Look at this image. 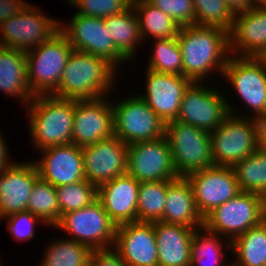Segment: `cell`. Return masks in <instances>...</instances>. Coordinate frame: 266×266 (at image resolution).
Masks as SVG:
<instances>
[{
  "mask_svg": "<svg viewBox=\"0 0 266 266\" xmlns=\"http://www.w3.org/2000/svg\"><path fill=\"white\" fill-rule=\"evenodd\" d=\"M177 40L184 77L200 83L210 71L223 74L230 57L229 32L217 27L182 26L179 28Z\"/></svg>",
  "mask_w": 266,
  "mask_h": 266,
  "instance_id": "cell-1",
  "label": "cell"
},
{
  "mask_svg": "<svg viewBox=\"0 0 266 266\" xmlns=\"http://www.w3.org/2000/svg\"><path fill=\"white\" fill-rule=\"evenodd\" d=\"M116 72L103 58L74 50L64 67L58 88L51 95L72 100L102 98L113 89Z\"/></svg>",
  "mask_w": 266,
  "mask_h": 266,
  "instance_id": "cell-2",
  "label": "cell"
},
{
  "mask_svg": "<svg viewBox=\"0 0 266 266\" xmlns=\"http://www.w3.org/2000/svg\"><path fill=\"white\" fill-rule=\"evenodd\" d=\"M76 100L53 95H36L26 106L29 109V133L35 147L72 143V128ZM29 106V107H28Z\"/></svg>",
  "mask_w": 266,
  "mask_h": 266,
  "instance_id": "cell-3",
  "label": "cell"
},
{
  "mask_svg": "<svg viewBox=\"0 0 266 266\" xmlns=\"http://www.w3.org/2000/svg\"><path fill=\"white\" fill-rule=\"evenodd\" d=\"M229 114L210 133L214 165L233 167L261 146L260 121Z\"/></svg>",
  "mask_w": 266,
  "mask_h": 266,
  "instance_id": "cell-4",
  "label": "cell"
},
{
  "mask_svg": "<svg viewBox=\"0 0 266 266\" xmlns=\"http://www.w3.org/2000/svg\"><path fill=\"white\" fill-rule=\"evenodd\" d=\"M265 219L266 199L256 193L241 191L210 212L204 218L203 227L213 233L224 235L222 237L228 240L231 249V242L235 238Z\"/></svg>",
  "mask_w": 266,
  "mask_h": 266,
  "instance_id": "cell-5",
  "label": "cell"
},
{
  "mask_svg": "<svg viewBox=\"0 0 266 266\" xmlns=\"http://www.w3.org/2000/svg\"><path fill=\"white\" fill-rule=\"evenodd\" d=\"M74 51L59 31L50 40L26 52L28 84L36 95H51L59 86L64 67Z\"/></svg>",
  "mask_w": 266,
  "mask_h": 266,
  "instance_id": "cell-6",
  "label": "cell"
},
{
  "mask_svg": "<svg viewBox=\"0 0 266 266\" xmlns=\"http://www.w3.org/2000/svg\"><path fill=\"white\" fill-rule=\"evenodd\" d=\"M164 136L171 149L175 170L180 177L214 165L210 132L172 120L165 123Z\"/></svg>",
  "mask_w": 266,
  "mask_h": 266,
  "instance_id": "cell-7",
  "label": "cell"
},
{
  "mask_svg": "<svg viewBox=\"0 0 266 266\" xmlns=\"http://www.w3.org/2000/svg\"><path fill=\"white\" fill-rule=\"evenodd\" d=\"M54 227L71 235L70 240L92 250L114 247L116 225L98 199L89 206L62 214Z\"/></svg>",
  "mask_w": 266,
  "mask_h": 266,
  "instance_id": "cell-8",
  "label": "cell"
},
{
  "mask_svg": "<svg viewBox=\"0 0 266 266\" xmlns=\"http://www.w3.org/2000/svg\"><path fill=\"white\" fill-rule=\"evenodd\" d=\"M114 136L130 145L164 137L165 123L139 95L113 104Z\"/></svg>",
  "mask_w": 266,
  "mask_h": 266,
  "instance_id": "cell-9",
  "label": "cell"
},
{
  "mask_svg": "<svg viewBox=\"0 0 266 266\" xmlns=\"http://www.w3.org/2000/svg\"><path fill=\"white\" fill-rule=\"evenodd\" d=\"M60 23L28 3L20 13L0 24V46L30 51L57 34Z\"/></svg>",
  "mask_w": 266,
  "mask_h": 266,
  "instance_id": "cell-10",
  "label": "cell"
},
{
  "mask_svg": "<svg viewBox=\"0 0 266 266\" xmlns=\"http://www.w3.org/2000/svg\"><path fill=\"white\" fill-rule=\"evenodd\" d=\"M200 84L192 82L185 90L176 120L211 133L234 108L222 92Z\"/></svg>",
  "mask_w": 266,
  "mask_h": 266,
  "instance_id": "cell-11",
  "label": "cell"
},
{
  "mask_svg": "<svg viewBox=\"0 0 266 266\" xmlns=\"http://www.w3.org/2000/svg\"><path fill=\"white\" fill-rule=\"evenodd\" d=\"M222 76L227 78L254 118L266 116V65L260 58L230 56Z\"/></svg>",
  "mask_w": 266,
  "mask_h": 266,
  "instance_id": "cell-12",
  "label": "cell"
},
{
  "mask_svg": "<svg viewBox=\"0 0 266 266\" xmlns=\"http://www.w3.org/2000/svg\"><path fill=\"white\" fill-rule=\"evenodd\" d=\"M60 31L74 50L101 57L116 70L126 60L118 52L102 18L75 14L68 26L60 23Z\"/></svg>",
  "mask_w": 266,
  "mask_h": 266,
  "instance_id": "cell-13",
  "label": "cell"
},
{
  "mask_svg": "<svg viewBox=\"0 0 266 266\" xmlns=\"http://www.w3.org/2000/svg\"><path fill=\"white\" fill-rule=\"evenodd\" d=\"M126 173L139 182L175 180L180 177L165 136L128 145Z\"/></svg>",
  "mask_w": 266,
  "mask_h": 266,
  "instance_id": "cell-14",
  "label": "cell"
},
{
  "mask_svg": "<svg viewBox=\"0 0 266 266\" xmlns=\"http://www.w3.org/2000/svg\"><path fill=\"white\" fill-rule=\"evenodd\" d=\"M186 178L191 184L197 209L203 219L241 192L233 167L213 165L192 172Z\"/></svg>",
  "mask_w": 266,
  "mask_h": 266,
  "instance_id": "cell-15",
  "label": "cell"
},
{
  "mask_svg": "<svg viewBox=\"0 0 266 266\" xmlns=\"http://www.w3.org/2000/svg\"><path fill=\"white\" fill-rule=\"evenodd\" d=\"M104 98L76 100L72 128L74 145L85 147L114 135V111Z\"/></svg>",
  "mask_w": 266,
  "mask_h": 266,
  "instance_id": "cell-16",
  "label": "cell"
},
{
  "mask_svg": "<svg viewBox=\"0 0 266 266\" xmlns=\"http://www.w3.org/2000/svg\"><path fill=\"white\" fill-rule=\"evenodd\" d=\"M128 145L116 136L82 147L85 179L99 186L126 173Z\"/></svg>",
  "mask_w": 266,
  "mask_h": 266,
  "instance_id": "cell-17",
  "label": "cell"
},
{
  "mask_svg": "<svg viewBox=\"0 0 266 266\" xmlns=\"http://www.w3.org/2000/svg\"><path fill=\"white\" fill-rule=\"evenodd\" d=\"M145 94L139 96L164 123L176 120L185 90L192 81L184 76L147 69Z\"/></svg>",
  "mask_w": 266,
  "mask_h": 266,
  "instance_id": "cell-18",
  "label": "cell"
},
{
  "mask_svg": "<svg viewBox=\"0 0 266 266\" xmlns=\"http://www.w3.org/2000/svg\"><path fill=\"white\" fill-rule=\"evenodd\" d=\"M40 152L44 155L42 160L34 162L40 179L55 187L85 179L82 147L70 143L47 147Z\"/></svg>",
  "mask_w": 266,
  "mask_h": 266,
  "instance_id": "cell-19",
  "label": "cell"
},
{
  "mask_svg": "<svg viewBox=\"0 0 266 266\" xmlns=\"http://www.w3.org/2000/svg\"><path fill=\"white\" fill-rule=\"evenodd\" d=\"M114 248L128 266H158L153 222H133L116 226Z\"/></svg>",
  "mask_w": 266,
  "mask_h": 266,
  "instance_id": "cell-20",
  "label": "cell"
},
{
  "mask_svg": "<svg viewBox=\"0 0 266 266\" xmlns=\"http://www.w3.org/2000/svg\"><path fill=\"white\" fill-rule=\"evenodd\" d=\"M229 47L237 57L260 58L266 52V6L234 15Z\"/></svg>",
  "mask_w": 266,
  "mask_h": 266,
  "instance_id": "cell-21",
  "label": "cell"
},
{
  "mask_svg": "<svg viewBox=\"0 0 266 266\" xmlns=\"http://www.w3.org/2000/svg\"><path fill=\"white\" fill-rule=\"evenodd\" d=\"M139 184L125 173L97 187V199L116 226L137 222Z\"/></svg>",
  "mask_w": 266,
  "mask_h": 266,
  "instance_id": "cell-22",
  "label": "cell"
},
{
  "mask_svg": "<svg viewBox=\"0 0 266 266\" xmlns=\"http://www.w3.org/2000/svg\"><path fill=\"white\" fill-rule=\"evenodd\" d=\"M38 179L34 161L14 162L0 173V219L27 210V201Z\"/></svg>",
  "mask_w": 266,
  "mask_h": 266,
  "instance_id": "cell-23",
  "label": "cell"
},
{
  "mask_svg": "<svg viewBox=\"0 0 266 266\" xmlns=\"http://www.w3.org/2000/svg\"><path fill=\"white\" fill-rule=\"evenodd\" d=\"M157 239L158 266H191V246L195 229L153 222Z\"/></svg>",
  "mask_w": 266,
  "mask_h": 266,
  "instance_id": "cell-24",
  "label": "cell"
},
{
  "mask_svg": "<svg viewBox=\"0 0 266 266\" xmlns=\"http://www.w3.org/2000/svg\"><path fill=\"white\" fill-rule=\"evenodd\" d=\"M165 207L161 222L200 229L204 219L199 213L193 189L186 177H179L168 183Z\"/></svg>",
  "mask_w": 266,
  "mask_h": 266,
  "instance_id": "cell-25",
  "label": "cell"
},
{
  "mask_svg": "<svg viewBox=\"0 0 266 266\" xmlns=\"http://www.w3.org/2000/svg\"><path fill=\"white\" fill-rule=\"evenodd\" d=\"M0 90L28 105L34 98L28 84L26 52L0 46Z\"/></svg>",
  "mask_w": 266,
  "mask_h": 266,
  "instance_id": "cell-26",
  "label": "cell"
},
{
  "mask_svg": "<svg viewBox=\"0 0 266 266\" xmlns=\"http://www.w3.org/2000/svg\"><path fill=\"white\" fill-rule=\"evenodd\" d=\"M104 23L109 29L118 52L126 59L132 60L136 57V45L141 41L139 30V21L137 15L131 6L128 10L118 14L104 18ZM136 51V52H135Z\"/></svg>",
  "mask_w": 266,
  "mask_h": 266,
  "instance_id": "cell-27",
  "label": "cell"
},
{
  "mask_svg": "<svg viewBox=\"0 0 266 266\" xmlns=\"http://www.w3.org/2000/svg\"><path fill=\"white\" fill-rule=\"evenodd\" d=\"M232 266H266V219L231 242Z\"/></svg>",
  "mask_w": 266,
  "mask_h": 266,
  "instance_id": "cell-28",
  "label": "cell"
},
{
  "mask_svg": "<svg viewBox=\"0 0 266 266\" xmlns=\"http://www.w3.org/2000/svg\"><path fill=\"white\" fill-rule=\"evenodd\" d=\"M132 7L139 21L142 40L147 36H152L154 39L177 37L180 26L168 14L147 0H133Z\"/></svg>",
  "mask_w": 266,
  "mask_h": 266,
  "instance_id": "cell-29",
  "label": "cell"
},
{
  "mask_svg": "<svg viewBox=\"0 0 266 266\" xmlns=\"http://www.w3.org/2000/svg\"><path fill=\"white\" fill-rule=\"evenodd\" d=\"M233 169L241 191L256 193L266 199V149L260 146Z\"/></svg>",
  "mask_w": 266,
  "mask_h": 266,
  "instance_id": "cell-30",
  "label": "cell"
},
{
  "mask_svg": "<svg viewBox=\"0 0 266 266\" xmlns=\"http://www.w3.org/2000/svg\"><path fill=\"white\" fill-rule=\"evenodd\" d=\"M171 180L140 182L137 203V222L152 223L163 218L165 197Z\"/></svg>",
  "mask_w": 266,
  "mask_h": 266,
  "instance_id": "cell-31",
  "label": "cell"
},
{
  "mask_svg": "<svg viewBox=\"0 0 266 266\" xmlns=\"http://www.w3.org/2000/svg\"><path fill=\"white\" fill-rule=\"evenodd\" d=\"M198 230L201 231L198 232ZM221 238L219 234L203 226L195 229L191 246V266H232L230 262L225 264L222 261L225 251L223 252Z\"/></svg>",
  "mask_w": 266,
  "mask_h": 266,
  "instance_id": "cell-32",
  "label": "cell"
},
{
  "mask_svg": "<svg viewBox=\"0 0 266 266\" xmlns=\"http://www.w3.org/2000/svg\"><path fill=\"white\" fill-rule=\"evenodd\" d=\"M91 253L90 247L67 237L48 246L40 266H90Z\"/></svg>",
  "mask_w": 266,
  "mask_h": 266,
  "instance_id": "cell-33",
  "label": "cell"
},
{
  "mask_svg": "<svg viewBox=\"0 0 266 266\" xmlns=\"http://www.w3.org/2000/svg\"><path fill=\"white\" fill-rule=\"evenodd\" d=\"M27 211L54 227L61 218L55 186L39 178L27 201Z\"/></svg>",
  "mask_w": 266,
  "mask_h": 266,
  "instance_id": "cell-34",
  "label": "cell"
},
{
  "mask_svg": "<svg viewBox=\"0 0 266 266\" xmlns=\"http://www.w3.org/2000/svg\"><path fill=\"white\" fill-rule=\"evenodd\" d=\"M155 42L147 69L157 73L183 76L182 56L177 37L156 39Z\"/></svg>",
  "mask_w": 266,
  "mask_h": 266,
  "instance_id": "cell-35",
  "label": "cell"
},
{
  "mask_svg": "<svg viewBox=\"0 0 266 266\" xmlns=\"http://www.w3.org/2000/svg\"><path fill=\"white\" fill-rule=\"evenodd\" d=\"M60 214L76 211L97 200V186L86 179L55 187Z\"/></svg>",
  "mask_w": 266,
  "mask_h": 266,
  "instance_id": "cell-36",
  "label": "cell"
},
{
  "mask_svg": "<svg viewBox=\"0 0 266 266\" xmlns=\"http://www.w3.org/2000/svg\"><path fill=\"white\" fill-rule=\"evenodd\" d=\"M195 25L217 27L230 32L234 15L224 0H193Z\"/></svg>",
  "mask_w": 266,
  "mask_h": 266,
  "instance_id": "cell-37",
  "label": "cell"
},
{
  "mask_svg": "<svg viewBox=\"0 0 266 266\" xmlns=\"http://www.w3.org/2000/svg\"><path fill=\"white\" fill-rule=\"evenodd\" d=\"M79 11L76 14L97 18L118 15L132 6V0H66Z\"/></svg>",
  "mask_w": 266,
  "mask_h": 266,
  "instance_id": "cell-38",
  "label": "cell"
},
{
  "mask_svg": "<svg viewBox=\"0 0 266 266\" xmlns=\"http://www.w3.org/2000/svg\"><path fill=\"white\" fill-rule=\"evenodd\" d=\"M162 12L168 14L178 26L195 25L193 0H147Z\"/></svg>",
  "mask_w": 266,
  "mask_h": 266,
  "instance_id": "cell-39",
  "label": "cell"
},
{
  "mask_svg": "<svg viewBox=\"0 0 266 266\" xmlns=\"http://www.w3.org/2000/svg\"><path fill=\"white\" fill-rule=\"evenodd\" d=\"M4 218H8L7 228L15 240L23 242L34 238L36 221L41 222L38 217L27 210L10 214Z\"/></svg>",
  "mask_w": 266,
  "mask_h": 266,
  "instance_id": "cell-40",
  "label": "cell"
},
{
  "mask_svg": "<svg viewBox=\"0 0 266 266\" xmlns=\"http://www.w3.org/2000/svg\"><path fill=\"white\" fill-rule=\"evenodd\" d=\"M90 266H128L120 253L114 248L93 249Z\"/></svg>",
  "mask_w": 266,
  "mask_h": 266,
  "instance_id": "cell-41",
  "label": "cell"
},
{
  "mask_svg": "<svg viewBox=\"0 0 266 266\" xmlns=\"http://www.w3.org/2000/svg\"><path fill=\"white\" fill-rule=\"evenodd\" d=\"M27 5L22 0H0V24L20 13Z\"/></svg>",
  "mask_w": 266,
  "mask_h": 266,
  "instance_id": "cell-42",
  "label": "cell"
},
{
  "mask_svg": "<svg viewBox=\"0 0 266 266\" xmlns=\"http://www.w3.org/2000/svg\"><path fill=\"white\" fill-rule=\"evenodd\" d=\"M233 15L246 12L254 7L253 0H224Z\"/></svg>",
  "mask_w": 266,
  "mask_h": 266,
  "instance_id": "cell-43",
  "label": "cell"
},
{
  "mask_svg": "<svg viewBox=\"0 0 266 266\" xmlns=\"http://www.w3.org/2000/svg\"><path fill=\"white\" fill-rule=\"evenodd\" d=\"M1 134V132H0ZM7 143L5 142V140L3 139V135H0V173L7 167H9L10 165L14 164L13 163V159L12 161L9 162V154L8 153V146L6 145Z\"/></svg>",
  "mask_w": 266,
  "mask_h": 266,
  "instance_id": "cell-44",
  "label": "cell"
},
{
  "mask_svg": "<svg viewBox=\"0 0 266 266\" xmlns=\"http://www.w3.org/2000/svg\"><path fill=\"white\" fill-rule=\"evenodd\" d=\"M261 146L266 149V129H260Z\"/></svg>",
  "mask_w": 266,
  "mask_h": 266,
  "instance_id": "cell-45",
  "label": "cell"
},
{
  "mask_svg": "<svg viewBox=\"0 0 266 266\" xmlns=\"http://www.w3.org/2000/svg\"><path fill=\"white\" fill-rule=\"evenodd\" d=\"M254 7L266 6V0H253Z\"/></svg>",
  "mask_w": 266,
  "mask_h": 266,
  "instance_id": "cell-46",
  "label": "cell"
},
{
  "mask_svg": "<svg viewBox=\"0 0 266 266\" xmlns=\"http://www.w3.org/2000/svg\"><path fill=\"white\" fill-rule=\"evenodd\" d=\"M260 129H266V116L260 121Z\"/></svg>",
  "mask_w": 266,
  "mask_h": 266,
  "instance_id": "cell-47",
  "label": "cell"
},
{
  "mask_svg": "<svg viewBox=\"0 0 266 266\" xmlns=\"http://www.w3.org/2000/svg\"><path fill=\"white\" fill-rule=\"evenodd\" d=\"M260 59L265 63L266 65V52L260 57Z\"/></svg>",
  "mask_w": 266,
  "mask_h": 266,
  "instance_id": "cell-48",
  "label": "cell"
}]
</instances>
